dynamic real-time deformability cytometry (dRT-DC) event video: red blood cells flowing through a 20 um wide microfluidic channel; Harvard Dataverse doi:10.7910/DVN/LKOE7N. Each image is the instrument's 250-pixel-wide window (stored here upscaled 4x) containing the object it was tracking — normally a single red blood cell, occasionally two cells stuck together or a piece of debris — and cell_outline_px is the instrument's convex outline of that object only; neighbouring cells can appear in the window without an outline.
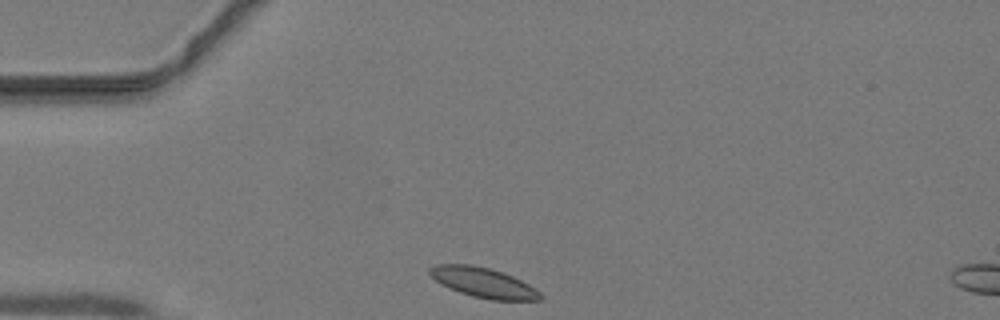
{"species": "common noctule bat (a hibernating species)", "species_latin": "Nyctalus noctula", "temperature_condition": "warm", "stored_images_in_passage": 34, "camera_frame_rate_fps": 3000, "um_per_image_px": 0.085, "animal": {"sex": "male", "body_mass_g": 19.2, "forearm_length_mm": 51.8}, "frame": {"image": 1, "passage_image": 1, "time_ms": 0.0, "image_size_px": [1000, 320], "cell_outline_px": [[544, 300], [492, 300], [472, 296], [460, 292], [436, 280], [428, 272], [428, 268], [436, 264], [472, 264], [488, 268], [512, 276], [536, 288], [544, 296]], "centroid_in_image_um": [41.13, 24.02], "position_along_channel_um": 43.9, "area_um2": 19.07}}
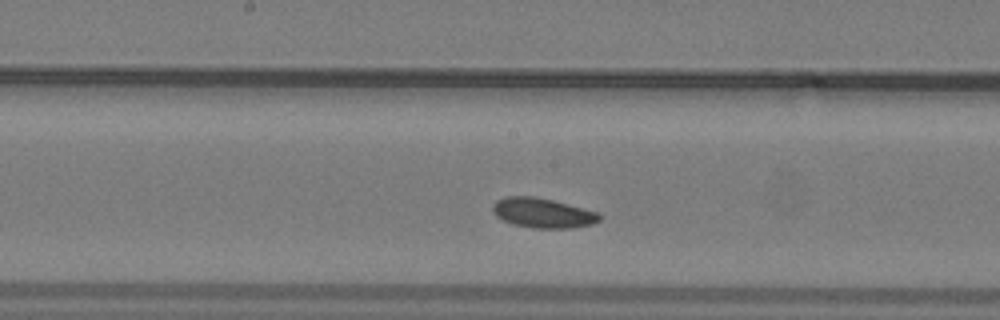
{"frame": {"image": 2, "passage_image": 13, "time_ms": 4.0, "image_size_px": [1000, 320], "cell_outline_px": [[600, 220], [592, 224], [572, 228], [532, 228], [512, 224], [496, 216], [492, 212], [492, 204], [496, 200], [504, 196], [532, 196], [552, 200], [600, 212]], "centroid_in_image_um": [46.11, 18.1], "position_along_channel_um": 202.1, "area_um2": 18.67}}
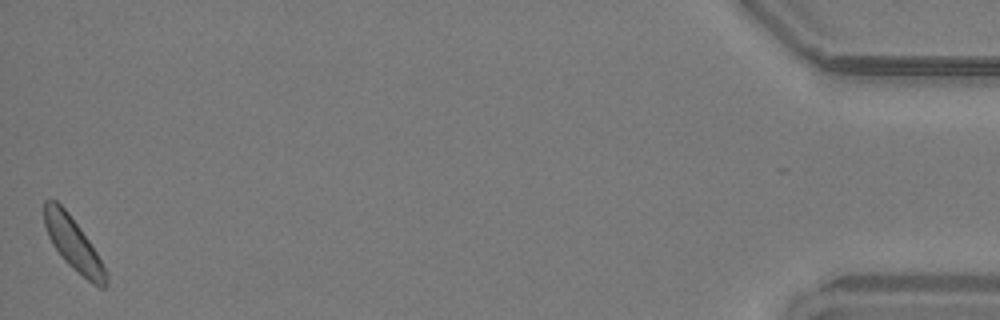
{"frame": {"image": 3, "passage_image": 34, "time_ms": 11.0, "image_size_px": [1000, 320], "cell_outline_px": [[108, 284], [104, 288], [100, 288], [92, 284], [68, 264], [64, 260], [52, 244], [48, 236], [44, 224], [44, 200], [56, 200], [68, 212], [80, 228], [96, 252], [108, 276]], "centroid_in_image_um": [6.22, 20.74], "position_along_channel_um": 429.0, "area_um2": 18.73}}